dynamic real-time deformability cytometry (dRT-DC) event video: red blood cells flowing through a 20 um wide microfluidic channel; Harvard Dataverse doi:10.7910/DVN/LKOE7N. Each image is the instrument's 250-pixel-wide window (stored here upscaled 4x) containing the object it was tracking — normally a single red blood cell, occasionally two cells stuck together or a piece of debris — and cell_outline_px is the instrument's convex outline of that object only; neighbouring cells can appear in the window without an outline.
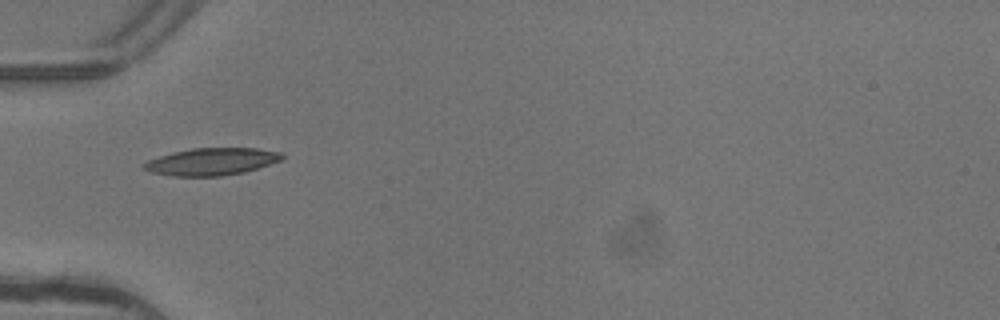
{"species": "common noctule bat (a hibernating species)", "species_latin": "Nyctalus noctula", "temperature_condition": "warm", "stored_images_in_passage": 1, "camera_frame_rate_fps": 3000, "um_per_image_px": 0.085, "animal": {"sex": "female"}, "frame": {"image": 1, "passage_image": 1, "time_ms": 0.0, "image_size_px": [1000, 320], "cell_outline_px": [[284, 156], [280, 160], [244, 172], [220, 176], [172, 176], [152, 172], [140, 168], [140, 164], [148, 160], [172, 152], [192, 148], [256, 148], [280, 152]], "centroid_in_image_um": [17.91, 13.73], "position_along_channel_um": 67.1, "area_um2": 21.85}}